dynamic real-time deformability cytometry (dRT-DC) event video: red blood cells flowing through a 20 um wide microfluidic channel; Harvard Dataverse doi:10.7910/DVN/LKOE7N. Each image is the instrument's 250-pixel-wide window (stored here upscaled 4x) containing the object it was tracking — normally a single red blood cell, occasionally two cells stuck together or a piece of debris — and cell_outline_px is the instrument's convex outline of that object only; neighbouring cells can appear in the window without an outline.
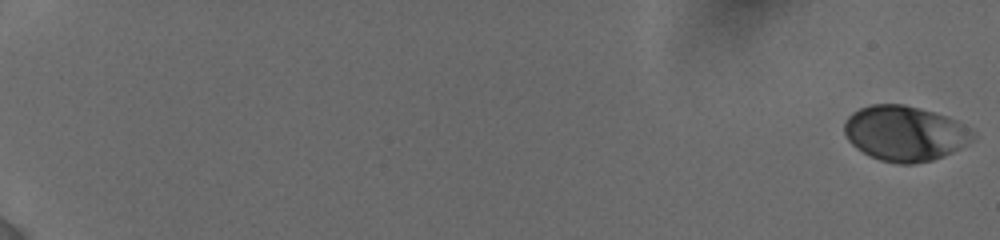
{"species": "human", "species_latin": "Homo sapiens", "temperature_condition": "cold", "stored_images_in_passage": 46, "camera_frame_rate_fps": 3000, "um_per_image_px": 0.085, "donor": {"sex": "female"}, "frame": {"image": 1, "passage_image": 1, "time_ms": 0.0, "image_size_px": [1000, 240], "cell_outline_px": [[976, 136], [972, 140], [960, 148], [944, 156], [932, 160], [912, 164], [900, 164], [880, 160], [856, 148], [848, 140], [844, 132], [844, 120], [852, 112], [860, 108], [872, 104], [904, 104], [920, 108], [956, 120], [968, 128]], "centroid_in_image_um": [76.88, 11.33], "position_along_channel_um": 8.1, "area_um2": 41.15}}
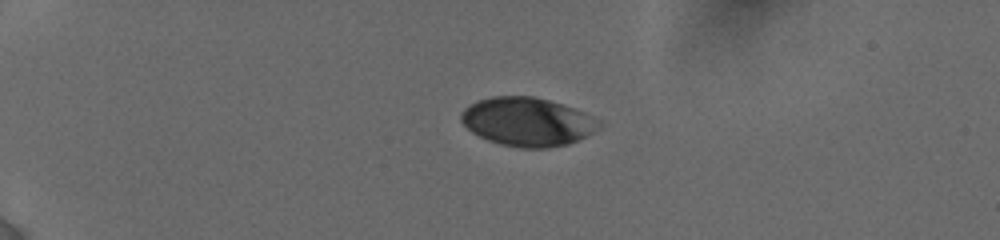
{"frame": {"image": 2, "passage_image": 25, "time_ms": 5.0, "image_size_px": [1000, 240], "cell_outline_px": [[604, 124], [600, 128], [568, 144], [548, 148], [520, 148], [500, 144], [488, 140], [472, 132], [460, 120], [460, 112], [464, 108], [476, 100], [492, 96], [532, 96], [548, 100], [576, 108], [600, 120]], "centroid_in_image_um": [44.83, 10.34], "position_along_channel_um": 40.2, "area_um2": 39.25}}
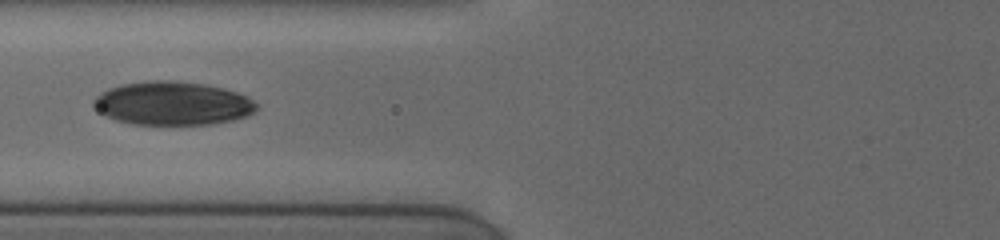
{"frame": {"image": 3, "passage_image": 45, "time_ms": 8.667, "image_size_px": [1000, 240], "cell_outline_px": [[260, 108], [256, 112], [248, 116], [232, 120], [212, 124], [132, 124], [116, 120], [104, 116], [96, 112], [92, 104], [92, 100], [100, 92], [108, 88], [120, 84], [144, 80], [176, 80], [208, 84], [224, 88], [248, 96], [260, 104]], "centroid_in_image_um": [14.67, 8.77], "position_along_channel_um": 111.1, "area_um2": 42.31}}